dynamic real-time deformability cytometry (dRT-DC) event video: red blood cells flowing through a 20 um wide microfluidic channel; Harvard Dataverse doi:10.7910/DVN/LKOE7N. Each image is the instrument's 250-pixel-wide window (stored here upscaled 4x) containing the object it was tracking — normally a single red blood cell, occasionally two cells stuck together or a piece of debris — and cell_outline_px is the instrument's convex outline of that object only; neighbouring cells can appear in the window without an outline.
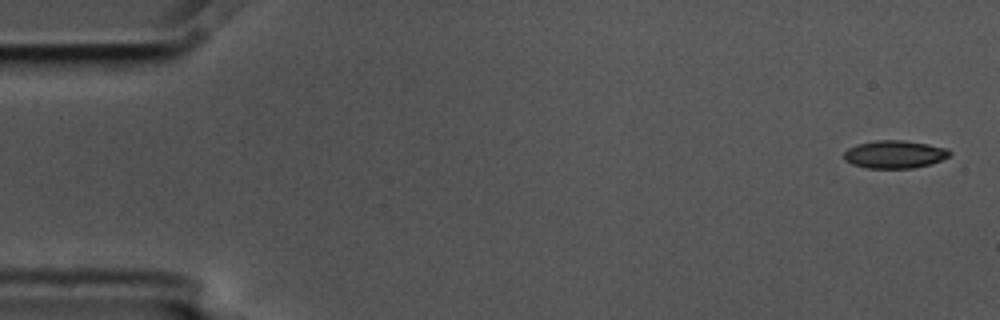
{"species": "common noctule bat (a hibernating species)", "species_latin": "Nyctalus noctula", "temperature_condition": "cold", "stored_images_in_passage": 5, "camera_frame_rate_fps": 3000, "um_per_image_px": 0.085, "animal": {"sex": "male", "body_mass_g": 17.5, "forearm_length_mm": 52.3}, "frame": {"image": 1, "passage_image": 1, "time_ms": 0.0, "image_size_px": [1000, 320], "cell_outline_px": [[952, 152], [948, 156], [932, 164], [912, 168], [864, 168], [852, 164], [844, 160], [844, 152], [848, 148], [856, 144], [876, 140], [904, 140], [928, 144], [948, 148]], "centroid_in_image_um": [76.03, 13.11], "position_along_channel_um": 9.0, "area_um2": 17.28}}